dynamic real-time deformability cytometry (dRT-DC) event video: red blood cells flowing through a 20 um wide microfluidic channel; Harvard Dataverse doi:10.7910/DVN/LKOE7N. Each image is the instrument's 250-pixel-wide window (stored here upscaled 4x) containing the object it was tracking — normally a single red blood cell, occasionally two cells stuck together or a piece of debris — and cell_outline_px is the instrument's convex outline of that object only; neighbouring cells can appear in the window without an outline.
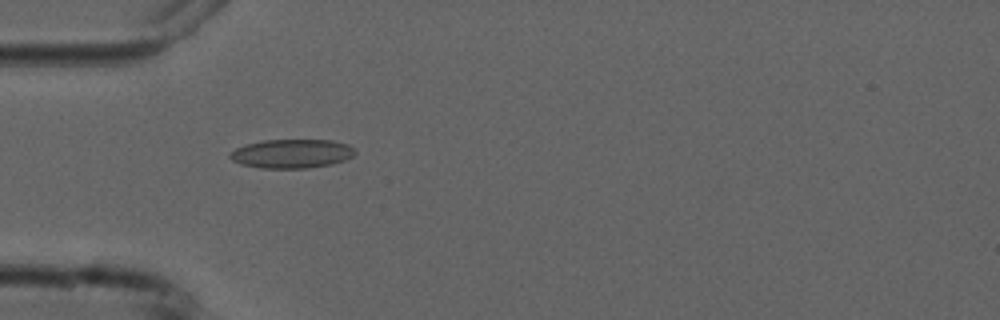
{"species": "common noctule bat (a hibernating species)", "species_latin": "Nyctalus noctula", "temperature_condition": "cold", "stored_images_in_passage": 10, "camera_frame_rate_fps": 3000, "um_per_image_px": 0.085, "animal": {"sex": "male", "forearm_length_mm": 52.5}, "frame": {"image": 1, "passage_image": 4, "time_ms": 4.333, "image_size_px": [1000, 320], "cell_outline_px": [[356, 152], [352, 156], [344, 160], [332, 164], [308, 168], [260, 168], [240, 164], [232, 160], [228, 156], [236, 148], [248, 144], [264, 140], [332, 140], [348, 144]], "centroid_in_image_um": [24.8, 13.06], "position_along_channel_um": 60.2, "area_um2": 20.98}}
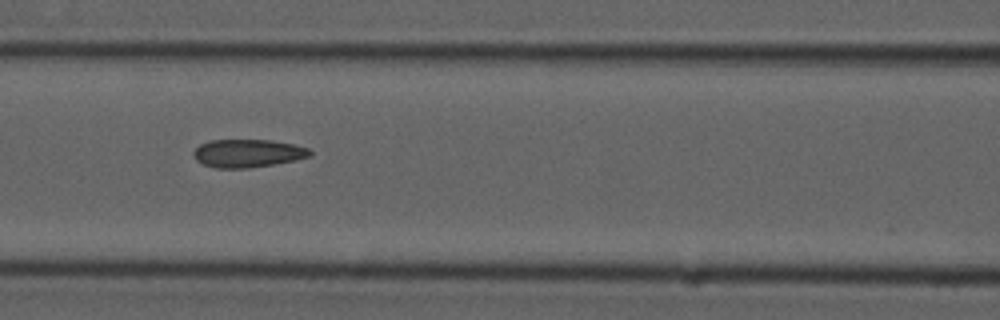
{"frame": {"image": 2, "passage_image": 6, "time_ms": 6.667, "image_size_px": [1000, 320], "cell_outline_px": [[312, 156], [296, 160], [248, 168], [216, 168], [204, 164], [196, 160], [192, 152], [200, 144], [208, 140], [272, 140], [292, 144], [308, 148], [312, 152]], "centroid_in_image_um": [21.05, 13.02], "position_along_channel_um": 145.5, "area_um2": 19.02}}
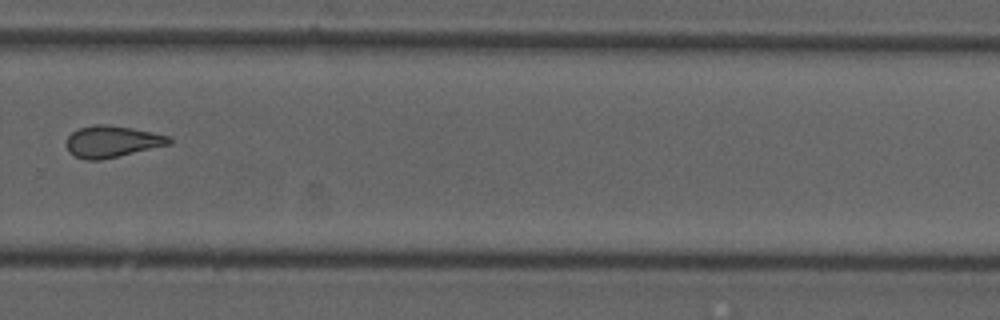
{"frame": {"image": 3, "passage_image": 10, "time_ms": 11.333, "image_size_px": [1000, 320], "cell_outline_px": [[172, 144], [100, 160], [84, 160], [68, 152], [68, 136], [72, 132], [80, 128], [92, 124], [108, 124], [132, 128], [172, 136]], "centroid_in_image_um": [9.56, 12.02], "position_along_channel_um": 320.2, "area_um2": 18.96}}